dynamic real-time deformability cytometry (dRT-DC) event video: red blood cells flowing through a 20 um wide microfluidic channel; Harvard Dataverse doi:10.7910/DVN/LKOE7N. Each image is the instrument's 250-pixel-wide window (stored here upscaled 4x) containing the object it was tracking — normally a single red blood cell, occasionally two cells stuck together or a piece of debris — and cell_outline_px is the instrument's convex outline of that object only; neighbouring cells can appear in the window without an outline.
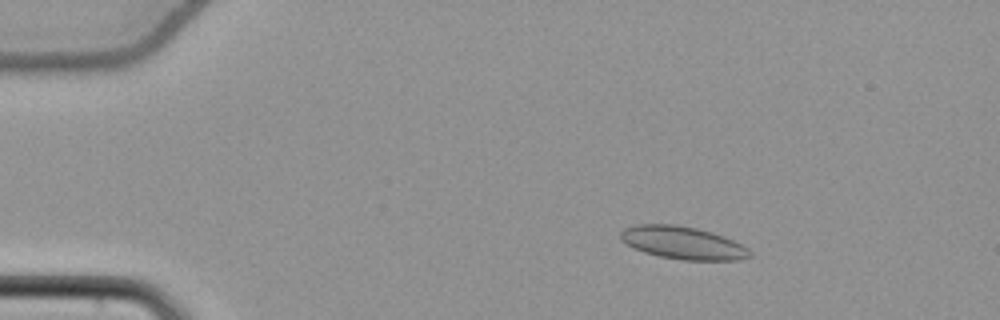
{"species": "common noctule bat (a hibernating species)", "species_latin": "Nyctalus noctula", "temperature_condition": "cold", "stored_images_in_passage": 55, "camera_frame_rate_fps": 3000, "um_per_image_px": 0.085, "animal": {"sex": "female", "body_mass_g": 22.7, "forearm_length_mm": 54.2}, "frame": {"image": 1, "passage_image": 10, "time_ms": 3.0, "image_size_px": [1000, 320], "cell_outline_px": [[752, 256], [736, 260], [684, 260], [660, 256], [644, 252], [620, 240], [620, 232], [624, 228], [636, 224], [676, 224], [696, 228], [712, 232], [724, 236], [748, 248], [752, 252]], "centroid_in_image_um": [58.04, 20.63], "position_along_channel_um": 27.0, "area_um2": 24.57}}
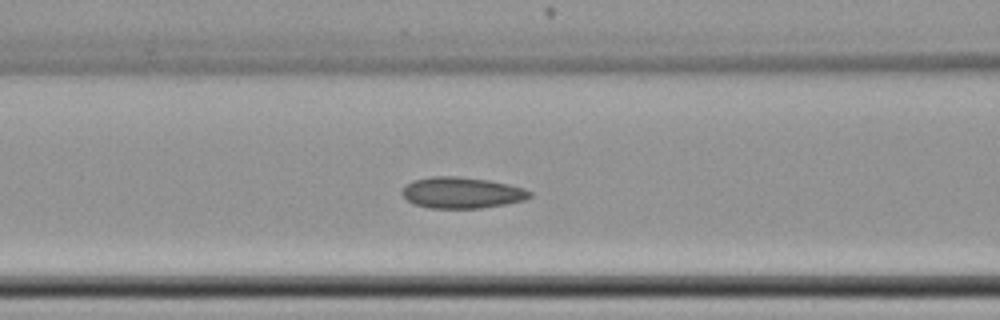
{"frame": {"image": 2, "passage_image": 24, "time_ms": 7.667, "image_size_px": [1000, 320], "cell_outline_px": [[532, 196], [524, 200], [504, 204], [480, 208], [428, 208], [416, 204], [408, 200], [400, 192], [408, 184], [416, 180], [432, 176], [460, 176], [488, 180], [508, 184], [524, 188], [532, 192]], "centroid_in_image_um": [39.28, 16.38], "position_along_channel_um": 127.3, "area_um2": 23.0}}
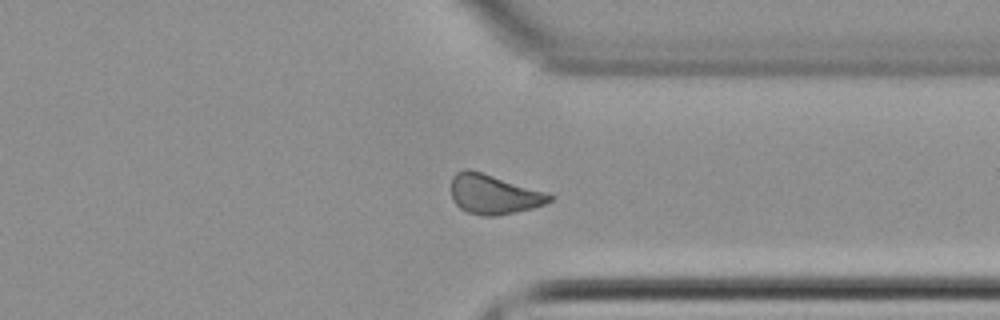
{"frame": {"image": 3, "passage_image": 43, "time_ms": 14.0, "image_size_px": [1000, 320], "cell_outline_px": [[556, 196], [552, 200], [544, 204], [532, 208], [516, 212], [496, 216], [480, 216], [468, 212], [460, 208], [452, 200], [452, 176], [456, 172], [464, 168], [468, 168], [548, 192]], "centroid_in_image_um": [41.98, 16.51], "position_along_channel_um": 369.4, "area_um2": 22.95}, "authors_computed_cell_mechanics": {"area_um2": 23.0622, "velocity_mm_per_s": 3.824, "shape_relaxation_time_tau1_ms": null, "shape_relaxation_time_tau2_ms": 1.9832, "deformation_change_tau1": null, "deformation_change_tau2": 0.0728}}